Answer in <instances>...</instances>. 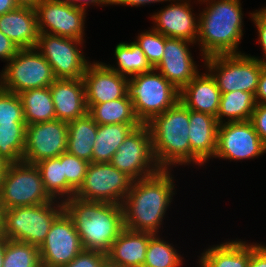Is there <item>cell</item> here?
<instances>
[{"label": "cell", "instance_id": "7dc6e473", "mask_svg": "<svg viewBox=\"0 0 266 267\" xmlns=\"http://www.w3.org/2000/svg\"><path fill=\"white\" fill-rule=\"evenodd\" d=\"M18 8L15 0H0V16Z\"/></svg>", "mask_w": 266, "mask_h": 267}, {"label": "cell", "instance_id": "c3c4849f", "mask_svg": "<svg viewBox=\"0 0 266 267\" xmlns=\"http://www.w3.org/2000/svg\"><path fill=\"white\" fill-rule=\"evenodd\" d=\"M15 2L17 3L18 7L36 9L41 0H15Z\"/></svg>", "mask_w": 266, "mask_h": 267}, {"label": "cell", "instance_id": "f6af8a7d", "mask_svg": "<svg viewBox=\"0 0 266 267\" xmlns=\"http://www.w3.org/2000/svg\"><path fill=\"white\" fill-rule=\"evenodd\" d=\"M170 2L174 0H111V5H127V6H135V7H140L141 5L145 6L146 4H151V3H159V2Z\"/></svg>", "mask_w": 266, "mask_h": 267}, {"label": "cell", "instance_id": "7c38bea8", "mask_svg": "<svg viewBox=\"0 0 266 267\" xmlns=\"http://www.w3.org/2000/svg\"><path fill=\"white\" fill-rule=\"evenodd\" d=\"M84 42V40L39 33L35 48L51 65L57 79H80L91 62L85 59L80 49Z\"/></svg>", "mask_w": 266, "mask_h": 267}, {"label": "cell", "instance_id": "681fc988", "mask_svg": "<svg viewBox=\"0 0 266 267\" xmlns=\"http://www.w3.org/2000/svg\"><path fill=\"white\" fill-rule=\"evenodd\" d=\"M6 238L0 233V267H3Z\"/></svg>", "mask_w": 266, "mask_h": 267}, {"label": "cell", "instance_id": "277c9868", "mask_svg": "<svg viewBox=\"0 0 266 267\" xmlns=\"http://www.w3.org/2000/svg\"><path fill=\"white\" fill-rule=\"evenodd\" d=\"M153 152L161 169L191 164L189 109L179 100L173 107L156 115L148 123Z\"/></svg>", "mask_w": 266, "mask_h": 267}, {"label": "cell", "instance_id": "d6a6232c", "mask_svg": "<svg viewBox=\"0 0 266 267\" xmlns=\"http://www.w3.org/2000/svg\"><path fill=\"white\" fill-rule=\"evenodd\" d=\"M26 124H0V155L10 164L23 158Z\"/></svg>", "mask_w": 266, "mask_h": 267}, {"label": "cell", "instance_id": "ffe728a7", "mask_svg": "<svg viewBox=\"0 0 266 267\" xmlns=\"http://www.w3.org/2000/svg\"><path fill=\"white\" fill-rule=\"evenodd\" d=\"M219 122L206 113L189 110V142L191 163L203 166L214 158L217 149Z\"/></svg>", "mask_w": 266, "mask_h": 267}, {"label": "cell", "instance_id": "30bf717a", "mask_svg": "<svg viewBox=\"0 0 266 267\" xmlns=\"http://www.w3.org/2000/svg\"><path fill=\"white\" fill-rule=\"evenodd\" d=\"M134 180L110 162L90 163L75 197L85 201L122 205Z\"/></svg>", "mask_w": 266, "mask_h": 267}, {"label": "cell", "instance_id": "44dd1931", "mask_svg": "<svg viewBox=\"0 0 266 267\" xmlns=\"http://www.w3.org/2000/svg\"><path fill=\"white\" fill-rule=\"evenodd\" d=\"M56 119L71 122L88 113L85 85L80 79H56L50 85Z\"/></svg>", "mask_w": 266, "mask_h": 267}, {"label": "cell", "instance_id": "8d00e7d4", "mask_svg": "<svg viewBox=\"0 0 266 267\" xmlns=\"http://www.w3.org/2000/svg\"><path fill=\"white\" fill-rule=\"evenodd\" d=\"M133 42L141 48L152 68H155L162 60L165 46V36L162 33L151 28L138 34Z\"/></svg>", "mask_w": 266, "mask_h": 267}, {"label": "cell", "instance_id": "7a4b0ae2", "mask_svg": "<svg viewBox=\"0 0 266 267\" xmlns=\"http://www.w3.org/2000/svg\"><path fill=\"white\" fill-rule=\"evenodd\" d=\"M206 8L199 13L198 38L201 57L241 54L237 51L243 34L241 0H197ZM209 4V5H208Z\"/></svg>", "mask_w": 266, "mask_h": 267}, {"label": "cell", "instance_id": "db71d44e", "mask_svg": "<svg viewBox=\"0 0 266 267\" xmlns=\"http://www.w3.org/2000/svg\"><path fill=\"white\" fill-rule=\"evenodd\" d=\"M57 1L69 3L76 7V0H57Z\"/></svg>", "mask_w": 266, "mask_h": 267}, {"label": "cell", "instance_id": "8992f818", "mask_svg": "<svg viewBox=\"0 0 266 267\" xmlns=\"http://www.w3.org/2000/svg\"><path fill=\"white\" fill-rule=\"evenodd\" d=\"M128 96L137 118L147 124L179 101L180 91L154 68L128 80Z\"/></svg>", "mask_w": 266, "mask_h": 267}, {"label": "cell", "instance_id": "e575fe53", "mask_svg": "<svg viewBox=\"0 0 266 267\" xmlns=\"http://www.w3.org/2000/svg\"><path fill=\"white\" fill-rule=\"evenodd\" d=\"M39 247L6 239L3 267H40Z\"/></svg>", "mask_w": 266, "mask_h": 267}, {"label": "cell", "instance_id": "8fae6325", "mask_svg": "<svg viewBox=\"0 0 266 267\" xmlns=\"http://www.w3.org/2000/svg\"><path fill=\"white\" fill-rule=\"evenodd\" d=\"M110 163L134 181L149 177L161 170L154 156L147 124H141L127 135Z\"/></svg>", "mask_w": 266, "mask_h": 267}, {"label": "cell", "instance_id": "4dcf8cb0", "mask_svg": "<svg viewBox=\"0 0 266 267\" xmlns=\"http://www.w3.org/2000/svg\"><path fill=\"white\" fill-rule=\"evenodd\" d=\"M115 65H107L122 76L130 78L140 73L151 71L153 68L148 63L141 48L134 42H120L114 50Z\"/></svg>", "mask_w": 266, "mask_h": 267}, {"label": "cell", "instance_id": "2e32d148", "mask_svg": "<svg viewBox=\"0 0 266 267\" xmlns=\"http://www.w3.org/2000/svg\"><path fill=\"white\" fill-rule=\"evenodd\" d=\"M266 153L251 121L219 124L214 158L234 160L254 159Z\"/></svg>", "mask_w": 266, "mask_h": 267}, {"label": "cell", "instance_id": "1f68e13d", "mask_svg": "<svg viewBox=\"0 0 266 267\" xmlns=\"http://www.w3.org/2000/svg\"><path fill=\"white\" fill-rule=\"evenodd\" d=\"M41 173L42 182L48 195L53 200H67V180L64 175L61 155L39 161L35 164Z\"/></svg>", "mask_w": 266, "mask_h": 267}, {"label": "cell", "instance_id": "f5cc1de1", "mask_svg": "<svg viewBox=\"0 0 266 267\" xmlns=\"http://www.w3.org/2000/svg\"><path fill=\"white\" fill-rule=\"evenodd\" d=\"M3 219H4V209L2 206V202L0 201V233H2L3 230Z\"/></svg>", "mask_w": 266, "mask_h": 267}, {"label": "cell", "instance_id": "e0dca14e", "mask_svg": "<svg viewBox=\"0 0 266 267\" xmlns=\"http://www.w3.org/2000/svg\"><path fill=\"white\" fill-rule=\"evenodd\" d=\"M82 79L87 109L94 104L113 101L128 94L129 78L112 70L103 62L89 63Z\"/></svg>", "mask_w": 266, "mask_h": 267}, {"label": "cell", "instance_id": "ee69618b", "mask_svg": "<svg viewBox=\"0 0 266 267\" xmlns=\"http://www.w3.org/2000/svg\"><path fill=\"white\" fill-rule=\"evenodd\" d=\"M256 103H266V66L262 68L255 93Z\"/></svg>", "mask_w": 266, "mask_h": 267}, {"label": "cell", "instance_id": "d6986e66", "mask_svg": "<svg viewBox=\"0 0 266 267\" xmlns=\"http://www.w3.org/2000/svg\"><path fill=\"white\" fill-rule=\"evenodd\" d=\"M173 2L176 3L171 2L163 9L161 8V11L153 13L151 16L155 25L153 29L168 38L196 43L199 18L191 11L193 8H191L190 0H174Z\"/></svg>", "mask_w": 266, "mask_h": 267}, {"label": "cell", "instance_id": "60d3db41", "mask_svg": "<svg viewBox=\"0 0 266 267\" xmlns=\"http://www.w3.org/2000/svg\"><path fill=\"white\" fill-rule=\"evenodd\" d=\"M250 121L253 123L259 138L266 146V103H256Z\"/></svg>", "mask_w": 266, "mask_h": 267}, {"label": "cell", "instance_id": "6da1fadb", "mask_svg": "<svg viewBox=\"0 0 266 267\" xmlns=\"http://www.w3.org/2000/svg\"><path fill=\"white\" fill-rule=\"evenodd\" d=\"M170 172L161 169L133 182L122 203L125 228L158 234L175 195L174 177Z\"/></svg>", "mask_w": 266, "mask_h": 267}, {"label": "cell", "instance_id": "816d5d0a", "mask_svg": "<svg viewBox=\"0 0 266 267\" xmlns=\"http://www.w3.org/2000/svg\"><path fill=\"white\" fill-rule=\"evenodd\" d=\"M100 267H122L119 264L111 261L108 257H106L102 263Z\"/></svg>", "mask_w": 266, "mask_h": 267}, {"label": "cell", "instance_id": "ba28073f", "mask_svg": "<svg viewBox=\"0 0 266 267\" xmlns=\"http://www.w3.org/2000/svg\"><path fill=\"white\" fill-rule=\"evenodd\" d=\"M0 72V87L16 94L49 87L57 78L51 65L36 48L19 49Z\"/></svg>", "mask_w": 266, "mask_h": 267}, {"label": "cell", "instance_id": "ab89813d", "mask_svg": "<svg viewBox=\"0 0 266 267\" xmlns=\"http://www.w3.org/2000/svg\"><path fill=\"white\" fill-rule=\"evenodd\" d=\"M251 20L254 22L257 32H258V41L261 44V48L264 53V57H255L260 61L264 66H266V7L261 8L260 10H255V12L250 13Z\"/></svg>", "mask_w": 266, "mask_h": 267}, {"label": "cell", "instance_id": "7402d4cb", "mask_svg": "<svg viewBox=\"0 0 266 267\" xmlns=\"http://www.w3.org/2000/svg\"><path fill=\"white\" fill-rule=\"evenodd\" d=\"M220 90L207 70L200 72L180 91L179 100L189 109L216 117L220 103Z\"/></svg>", "mask_w": 266, "mask_h": 267}, {"label": "cell", "instance_id": "f1b7e54d", "mask_svg": "<svg viewBox=\"0 0 266 267\" xmlns=\"http://www.w3.org/2000/svg\"><path fill=\"white\" fill-rule=\"evenodd\" d=\"M88 114L98 125L104 124H142L137 118L128 94L125 97L94 104Z\"/></svg>", "mask_w": 266, "mask_h": 267}, {"label": "cell", "instance_id": "cb8c5ba5", "mask_svg": "<svg viewBox=\"0 0 266 267\" xmlns=\"http://www.w3.org/2000/svg\"><path fill=\"white\" fill-rule=\"evenodd\" d=\"M153 233L124 228L106 253L122 267H143L150 237Z\"/></svg>", "mask_w": 266, "mask_h": 267}, {"label": "cell", "instance_id": "52a82bcc", "mask_svg": "<svg viewBox=\"0 0 266 267\" xmlns=\"http://www.w3.org/2000/svg\"><path fill=\"white\" fill-rule=\"evenodd\" d=\"M205 68L216 80L220 93L240 90L255 96L264 65L250 54H218L204 59Z\"/></svg>", "mask_w": 266, "mask_h": 267}, {"label": "cell", "instance_id": "d590c367", "mask_svg": "<svg viewBox=\"0 0 266 267\" xmlns=\"http://www.w3.org/2000/svg\"><path fill=\"white\" fill-rule=\"evenodd\" d=\"M61 164L67 180V200H69L82 185L90 163L66 151L61 154Z\"/></svg>", "mask_w": 266, "mask_h": 267}, {"label": "cell", "instance_id": "4fadbf2b", "mask_svg": "<svg viewBox=\"0 0 266 267\" xmlns=\"http://www.w3.org/2000/svg\"><path fill=\"white\" fill-rule=\"evenodd\" d=\"M83 249L74 221L64 210L54 220L45 241L39 247L41 265L45 267L65 266Z\"/></svg>", "mask_w": 266, "mask_h": 267}, {"label": "cell", "instance_id": "83f0119b", "mask_svg": "<svg viewBox=\"0 0 266 267\" xmlns=\"http://www.w3.org/2000/svg\"><path fill=\"white\" fill-rule=\"evenodd\" d=\"M19 96L26 125L56 119L50 86L25 90L19 93Z\"/></svg>", "mask_w": 266, "mask_h": 267}, {"label": "cell", "instance_id": "f546056e", "mask_svg": "<svg viewBox=\"0 0 266 267\" xmlns=\"http://www.w3.org/2000/svg\"><path fill=\"white\" fill-rule=\"evenodd\" d=\"M255 96L252 93L235 90L222 93L216 120L219 124L227 122L250 121L255 109Z\"/></svg>", "mask_w": 266, "mask_h": 267}, {"label": "cell", "instance_id": "74e56055", "mask_svg": "<svg viewBox=\"0 0 266 267\" xmlns=\"http://www.w3.org/2000/svg\"><path fill=\"white\" fill-rule=\"evenodd\" d=\"M0 124H26L19 94L0 87Z\"/></svg>", "mask_w": 266, "mask_h": 267}, {"label": "cell", "instance_id": "836d02e7", "mask_svg": "<svg viewBox=\"0 0 266 267\" xmlns=\"http://www.w3.org/2000/svg\"><path fill=\"white\" fill-rule=\"evenodd\" d=\"M153 234L147 246L143 267H181L183 258L169 242Z\"/></svg>", "mask_w": 266, "mask_h": 267}, {"label": "cell", "instance_id": "d4e9b609", "mask_svg": "<svg viewBox=\"0 0 266 267\" xmlns=\"http://www.w3.org/2000/svg\"><path fill=\"white\" fill-rule=\"evenodd\" d=\"M241 239L210 246L199 256L200 267H247L250 244Z\"/></svg>", "mask_w": 266, "mask_h": 267}, {"label": "cell", "instance_id": "7bdbcfd3", "mask_svg": "<svg viewBox=\"0 0 266 267\" xmlns=\"http://www.w3.org/2000/svg\"><path fill=\"white\" fill-rule=\"evenodd\" d=\"M18 50L19 48L12 40L0 31V60L8 62L16 55Z\"/></svg>", "mask_w": 266, "mask_h": 267}, {"label": "cell", "instance_id": "9a60e30c", "mask_svg": "<svg viewBox=\"0 0 266 267\" xmlns=\"http://www.w3.org/2000/svg\"><path fill=\"white\" fill-rule=\"evenodd\" d=\"M35 10L39 33L84 40L87 10L57 0H41Z\"/></svg>", "mask_w": 266, "mask_h": 267}, {"label": "cell", "instance_id": "5bb4252c", "mask_svg": "<svg viewBox=\"0 0 266 267\" xmlns=\"http://www.w3.org/2000/svg\"><path fill=\"white\" fill-rule=\"evenodd\" d=\"M68 124L54 119L26 126L22 160L36 164L41 160L55 158L67 151Z\"/></svg>", "mask_w": 266, "mask_h": 267}, {"label": "cell", "instance_id": "3957f363", "mask_svg": "<svg viewBox=\"0 0 266 267\" xmlns=\"http://www.w3.org/2000/svg\"><path fill=\"white\" fill-rule=\"evenodd\" d=\"M86 250L107 253L124 227L122 205L85 201L75 196L64 202Z\"/></svg>", "mask_w": 266, "mask_h": 267}, {"label": "cell", "instance_id": "ac0fdd59", "mask_svg": "<svg viewBox=\"0 0 266 267\" xmlns=\"http://www.w3.org/2000/svg\"><path fill=\"white\" fill-rule=\"evenodd\" d=\"M193 44L196 43L165 36L162 60L154 68L179 91L199 73L188 47Z\"/></svg>", "mask_w": 266, "mask_h": 267}, {"label": "cell", "instance_id": "484cf974", "mask_svg": "<svg viewBox=\"0 0 266 267\" xmlns=\"http://www.w3.org/2000/svg\"><path fill=\"white\" fill-rule=\"evenodd\" d=\"M67 124V152L92 163L93 146L97 137V123L87 113Z\"/></svg>", "mask_w": 266, "mask_h": 267}, {"label": "cell", "instance_id": "9c48e42d", "mask_svg": "<svg viewBox=\"0 0 266 267\" xmlns=\"http://www.w3.org/2000/svg\"><path fill=\"white\" fill-rule=\"evenodd\" d=\"M0 201L4 210L40 205L53 201L46 192L35 164L24 161L10 164L0 181Z\"/></svg>", "mask_w": 266, "mask_h": 267}, {"label": "cell", "instance_id": "f907efd6", "mask_svg": "<svg viewBox=\"0 0 266 267\" xmlns=\"http://www.w3.org/2000/svg\"><path fill=\"white\" fill-rule=\"evenodd\" d=\"M10 163L6 161L1 155H0V181L2 180L3 176L5 175V172L7 171Z\"/></svg>", "mask_w": 266, "mask_h": 267}, {"label": "cell", "instance_id": "bcb514c9", "mask_svg": "<svg viewBox=\"0 0 266 267\" xmlns=\"http://www.w3.org/2000/svg\"><path fill=\"white\" fill-rule=\"evenodd\" d=\"M92 3V4H91ZM111 5V0H76V7L86 10L89 5Z\"/></svg>", "mask_w": 266, "mask_h": 267}, {"label": "cell", "instance_id": "5b68a950", "mask_svg": "<svg viewBox=\"0 0 266 267\" xmlns=\"http://www.w3.org/2000/svg\"><path fill=\"white\" fill-rule=\"evenodd\" d=\"M63 211L64 203L58 200L4 210L2 234L6 239L40 247L52 223Z\"/></svg>", "mask_w": 266, "mask_h": 267}, {"label": "cell", "instance_id": "4316f807", "mask_svg": "<svg viewBox=\"0 0 266 267\" xmlns=\"http://www.w3.org/2000/svg\"><path fill=\"white\" fill-rule=\"evenodd\" d=\"M141 124H97V137L93 146L92 163L111 162L127 135Z\"/></svg>", "mask_w": 266, "mask_h": 267}, {"label": "cell", "instance_id": "603a6c76", "mask_svg": "<svg viewBox=\"0 0 266 267\" xmlns=\"http://www.w3.org/2000/svg\"><path fill=\"white\" fill-rule=\"evenodd\" d=\"M0 31L19 49L35 48L39 37L36 10L18 7L1 15Z\"/></svg>", "mask_w": 266, "mask_h": 267}, {"label": "cell", "instance_id": "b9f144b4", "mask_svg": "<svg viewBox=\"0 0 266 267\" xmlns=\"http://www.w3.org/2000/svg\"><path fill=\"white\" fill-rule=\"evenodd\" d=\"M247 267H266V245L250 244V258Z\"/></svg>", "mask_w": 266, "mask_h": 267}, {"label": "cell", "instance_id": "f35d334b", "mask_svg": "<svg viewBox=\"0 0 266 267\" xmlns=\"http://www.w3.org/2000/svg\"><path fill=\"white\" fill-rule=\"evenodd\" d=\"M106 253L83 249L70 263L62 267H100Z\"/></svg>", "mask_w": 266, "mask_h": 267}]
</instances>
